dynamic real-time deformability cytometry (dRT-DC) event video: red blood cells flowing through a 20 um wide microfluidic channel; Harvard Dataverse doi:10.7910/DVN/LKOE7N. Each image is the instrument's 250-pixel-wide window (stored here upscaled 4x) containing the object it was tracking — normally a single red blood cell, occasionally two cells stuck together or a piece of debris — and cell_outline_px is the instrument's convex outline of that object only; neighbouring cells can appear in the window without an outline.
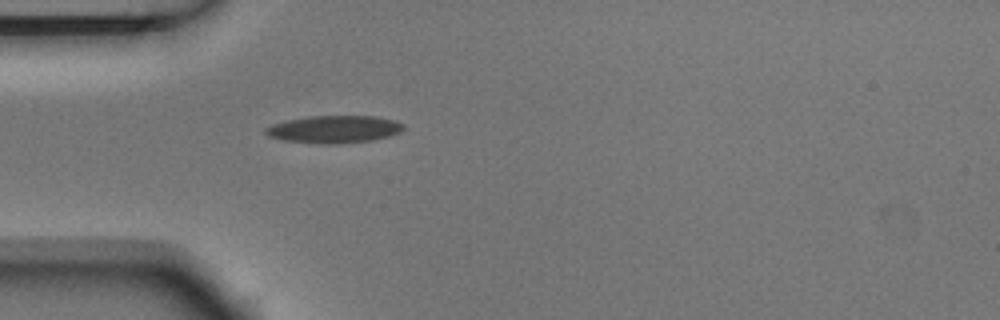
{"species": "Egyptian fruit bat (a non-hibernating species)", "species_latin": "Rousettus aegyptiacus", "temperature_condition": "room temperature", "stored_images_in_passage": 1, "camera_frame_rate_fps": 3000, "um_per_image_px": 0.085, "animal": {"sex": "male"}, "frame": {"image": 1, "passage_image": 1, "time_ms": 0.0, "image_size_px": [1000, 320], "cell_outline_px": [[404, 128], [400, 132], [388, 136], [372, 140], [336, 144], [320, 144], [284, 140], [268, 136], [264, 132], [264, 128], [272, 124], [288, 120], [312, 116], [376, 116], [392, 120], [404, 124]], "centroid_in_image_um": [28.38, 10.99], "position_along_channel_um": 56.6, "area_um2": 21.96}}